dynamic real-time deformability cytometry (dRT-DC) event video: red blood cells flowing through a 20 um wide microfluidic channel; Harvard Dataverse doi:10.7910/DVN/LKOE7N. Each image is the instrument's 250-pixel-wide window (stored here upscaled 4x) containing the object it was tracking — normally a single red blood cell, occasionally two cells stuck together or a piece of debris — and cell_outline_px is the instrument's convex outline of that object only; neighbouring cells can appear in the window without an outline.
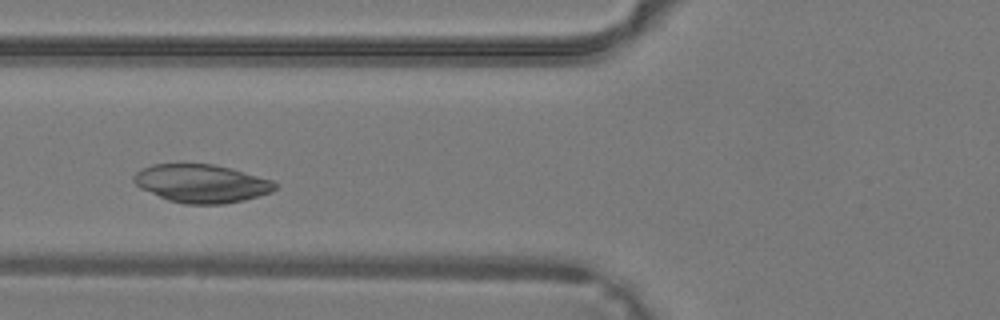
{"species": "common noctule bat (a hibernating species)", "species_latin": "Nyctalus noctula", "temperature_condition": "warm", "stored_images_in_passage": 34, "camera_frame_rate_fps": 3000, "um_per_image_px": 0.085, "animal": {"sex": "male", "body_mass_g": 19.2, "forearm_length_mm": 51.8}, "frame": {"image": 1, "passage_image": 9, "time_ms": 2.667, "image_size_px": [1000, 320], "cell_outline_px": [[276, 188], [272, 192], [244, 200], [224, 204], [184, 204], [168, 200], [140, 188], [132, 180], [132, 176], [140, 168], [152, 164], [212, 164], [244, 172], [272, 180], [276, 184]], "centroid_in_image_um": [17.09, 15.6], "position_along_channel_um": 108.7, "area_um2": 31.39}}
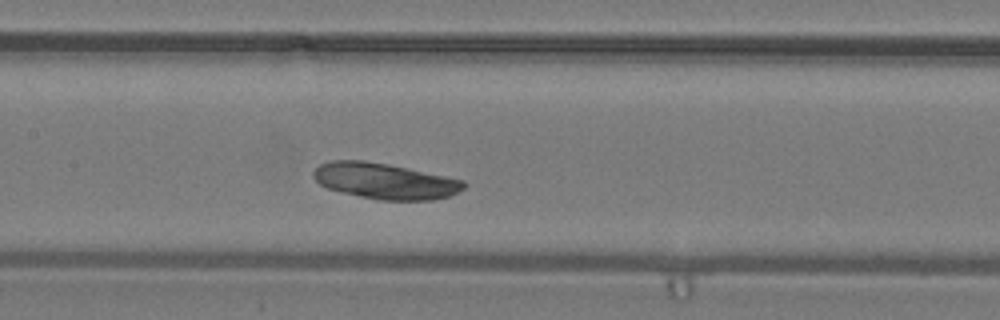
{"frame": {"image": 2, "passage_image": 13, "time_ms": 4.0, "image_size_px": [1000, 320], "cell_outline_px": [[468, 184], [464, 188], [448, 196], [432, 200], [380, 200], [360, 196], [328, 188], [320, 184], [312, 176], [312, 172], [320, 164], [328, 160], [364, 160], [388, 164], [464, 180]], "centroid_in_image_um": [32.7, 15.38], "position_along_channel_um": 174.7, "area_um2": 31.27}}
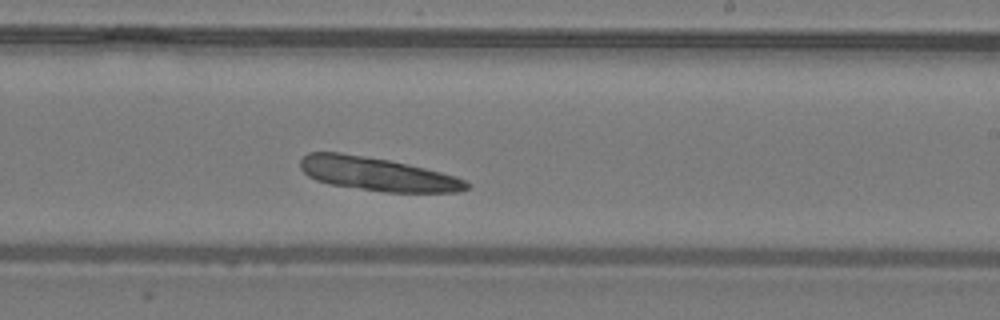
{"frame": {"image": 3, "passage_image": 18, "time_ms": 5.667, "image_size_px": [1000, 320], "cell_outline_px": [[472, 184], [468, 188], [456, 192], [388, 192], [328, 184], [316, 180], [308, 176], [300, 168], [300, 160], [308, 152], [340, 152], [388, 160], [408, 164], [456, 176]], "centroid_in_image_um": [32.05, 14.79], "position_along_channel_um": 257.0, "area_um2": 32.25}}